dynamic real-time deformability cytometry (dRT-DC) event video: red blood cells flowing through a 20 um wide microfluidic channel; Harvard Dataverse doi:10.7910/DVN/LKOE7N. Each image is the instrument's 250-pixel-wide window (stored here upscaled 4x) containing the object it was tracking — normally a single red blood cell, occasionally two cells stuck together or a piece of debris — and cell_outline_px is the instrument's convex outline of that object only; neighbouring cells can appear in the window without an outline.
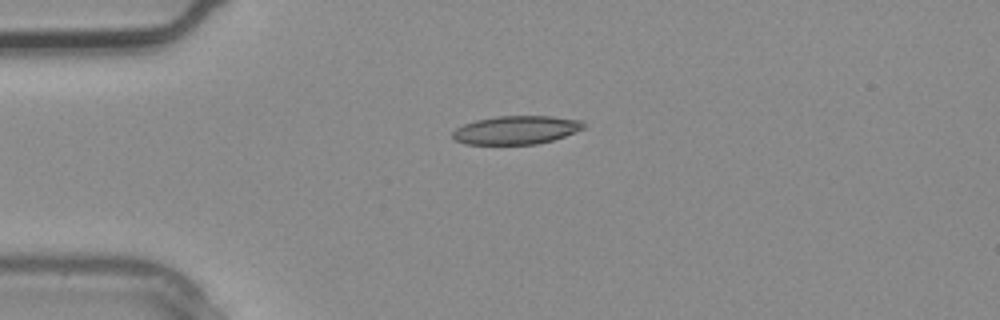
{"species": "common noctule bat (a hibernating species)", "species_latin": "Nyctalus noctula", "temperature_condition": "warm", "stored_images_in_passage": 2, "camera_frame_rate_fps": 3000, "um_per_image_px": 0.085, "animal": {"sex": "male", "body_mass_g": 20.4}, "frame": {"image": 1, "passage_image": 2, "time_ms": 0.333, "image_size_px": [1000, 320], "cell_outline_px": [[584, 128], [576, 132], [552, 140], [536, 144], [464, 144], [456, 140], [452, 136], [452, 132], [456, 128], [464, 124], [476, 120], [496, 116], [552, 116], [580, 120], [584, 124]], "centroid_in_image_um": [43.86, 11.05], "position_along_channel_um": 41.1, "area_um2": 21.62}}